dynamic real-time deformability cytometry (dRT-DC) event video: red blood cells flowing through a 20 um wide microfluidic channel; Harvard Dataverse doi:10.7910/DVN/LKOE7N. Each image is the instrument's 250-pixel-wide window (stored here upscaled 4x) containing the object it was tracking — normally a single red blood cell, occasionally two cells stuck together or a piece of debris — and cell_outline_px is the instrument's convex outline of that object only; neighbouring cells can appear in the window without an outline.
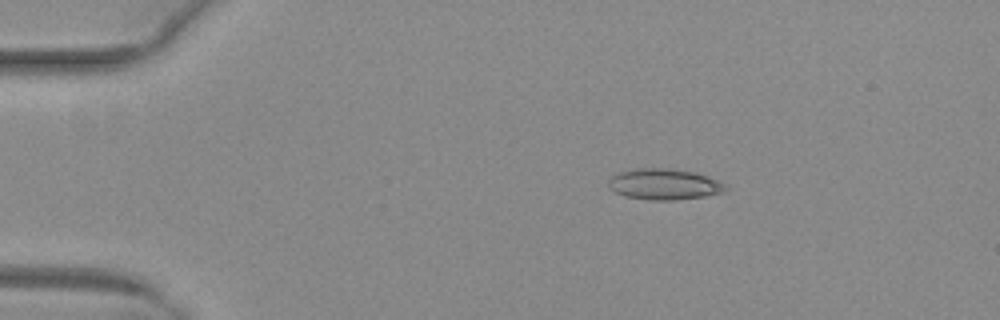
{"species": "common noctule bat (a hibernating species)", "species_latin": "Nyctalus noctula", "temperature_condition": "warm", "stored_images_in_passage": 49, "camera_frame_rate_fps": 3000, "um_per_image_px": 0.085, "animal": {"sex": "female", "body_mass_g": 29.2, "forearm_length_mm": 56.3}, "frame": {"image": 1, "passage_image": 7, "time_ms": 2.0, "image_size_px": [1000, 320], "cell_outline_px": [[728, 188], [724, 192], [704, 196], [672, 200], [652, 200], [624, 196], [608, 188], [608, 180], [612, 176], [620, 172], [636, 168], [668, 168], [696, 172], [708, 176], [724, 184]], "centroid_in_image_um": [56.44, 15.65], "position_along_channel_um": 28.6, "area_um2": 21.1}}
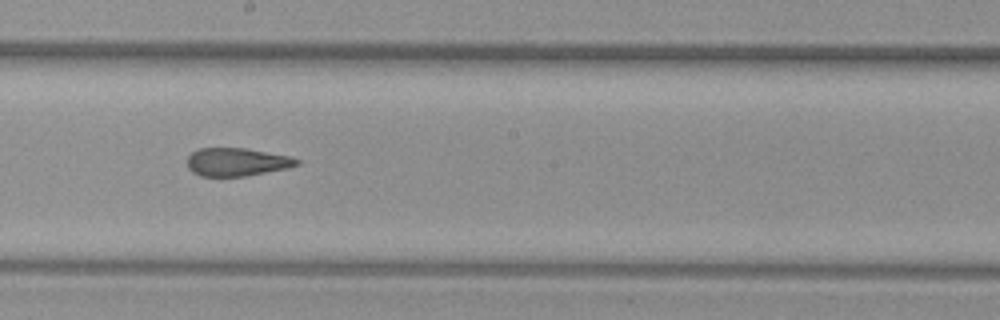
{"frame": {"image": 2, "passage_image": 27, "time_ms": 8.667, "image_size_px": [1000, 320], "cell_outline_px": [[300, 164], [288, 168], [244, 176], [200, 176], [192, 172], [188, 168], [188, 156], [192, 152], [200, 148], [248, 148], [292, 156], [300, 160]], "centroid_in_image_um": [20.16, 13.76], "position_along_channel_um": 228.0, "area_um2": 18.09}}
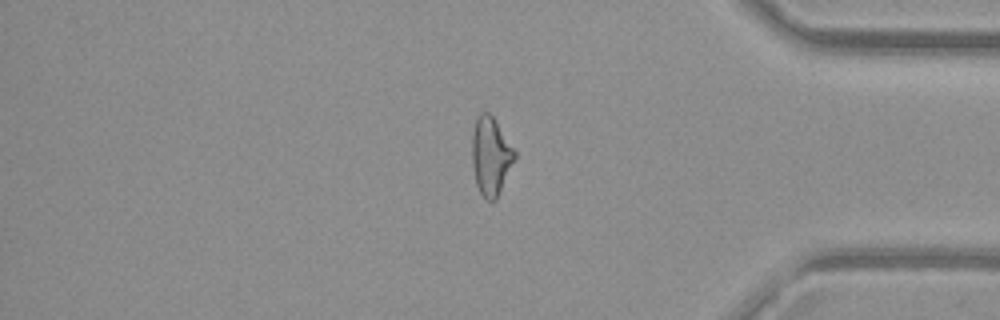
{"frame": {"image": 3, "passage_image": 41, "time_ms": 13.333, "image_size_px": [1000, 320], "cell_outline_px": [[516, 156], [496, 200], [488, 200], [480, 192], [476, 184], [472, 164], [472, 132], [476, 116], [480, 112], [488, 112], [492, 116], [516, 152]], "centroid_in_image_um": [41.69, 13.24], "position_along_channel_um": 393.5, "area_um2": 19.19}, "authors_computed_cell_mechanics": {"area_um2": 19.9988, "velocity_mm_per_s": 4.0485, "shape_relaxation_time_tau1_ms": null, "shape_relaxation_time_tau2_ms": 2.169, "deformation_change_tau1": null, "deformation_change_tau2": 0.1087}}